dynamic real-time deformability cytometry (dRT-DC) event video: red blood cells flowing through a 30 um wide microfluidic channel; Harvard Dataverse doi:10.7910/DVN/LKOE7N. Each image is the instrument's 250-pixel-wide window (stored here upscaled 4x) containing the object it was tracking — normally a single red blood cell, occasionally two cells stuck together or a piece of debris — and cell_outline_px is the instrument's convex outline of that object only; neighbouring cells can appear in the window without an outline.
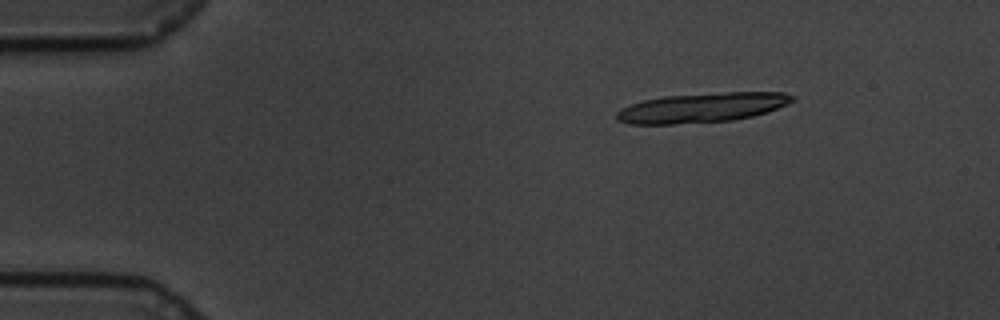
{"species": "common noctule bat (a hibernating species)", "species_latin": "Nyctalus noctula", "temperature_condition": "cold", "stored_images_in_passage": 12, "camera_frame_rate_fps": 3000, "um_per_image_px": 0.085, "animal": {"sex": "male", "body_mass_g": 19.5, "forearm_length_mm": 54.6}, "frame": {"image": 1, "passage_image": 1, "time_ms": 0.0, "image_size_px": [1000, 320], "cell_outline_px": [[796, 100], [788, 104], [752, 116], [732, 120], [676, 124], [628, 124], [616, 120], [616, 112], [620, 108], [644, 100], [664, 96], [728, 92], [784, 92], [796, 96]], "centroid_in_image_um": [59.67, 9.15], "position_along_channel_um": 25.3, "area_um2": 30.29}}